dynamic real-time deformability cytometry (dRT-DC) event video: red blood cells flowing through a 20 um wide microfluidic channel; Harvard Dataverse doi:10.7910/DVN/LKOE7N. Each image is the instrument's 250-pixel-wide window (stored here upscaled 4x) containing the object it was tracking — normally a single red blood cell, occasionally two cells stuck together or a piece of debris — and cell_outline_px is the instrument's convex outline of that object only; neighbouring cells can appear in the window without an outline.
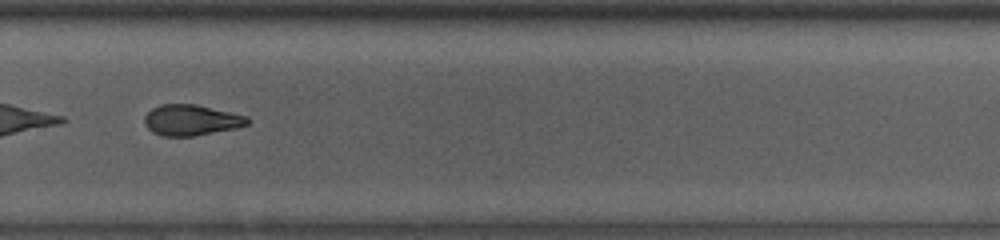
{"species": "common noctule bat (a hibernating species)", "species_latin": "Nyctalus noctula", "temperature_condition": "room temperature", "stored_images_in_passage": 47, "camera_frame_rate_fps": 3000, "um_per_image_px": 0.085, "animal": {"sex": "male", "body_mass_g": 13.0, "forearm_length_mm": 53.1}, "frame": {"image": 1, "passage_image": 34, "time_ms": 11.0, "image_size_px": [1000, 240], "cell_outline_px": [[252, 120], [248, 124], [236, 128], [192, 136], [164, 136], [152, 132], [144, 124], [144, 116], [152, 108], [160, 104], [196, 104], [248, 116]], "centroid_in_image_um": [16.26, 10.2], "position_along_channel_um": 313.5, "area_um2": 18.55}}